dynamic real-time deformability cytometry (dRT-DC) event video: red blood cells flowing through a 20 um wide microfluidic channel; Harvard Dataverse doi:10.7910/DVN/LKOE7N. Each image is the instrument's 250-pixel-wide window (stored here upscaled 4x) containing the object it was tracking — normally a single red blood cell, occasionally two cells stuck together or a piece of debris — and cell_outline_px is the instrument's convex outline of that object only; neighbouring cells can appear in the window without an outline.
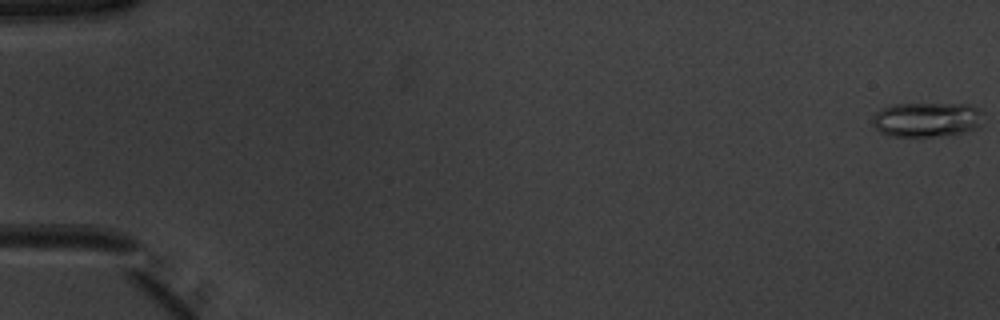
{"species": "common noctule bat (a hibernating species)", "species_latin": "Nyctalus noctula", "temperature_condition": "warm", "stored_images_in_passage": 11, "camera_frame_rate_fps": 3000, "um_per_image_px": 0.085, "animal": {"sex": "male", "body_mass_g": 20.1, "forearm_length_mm": 53.5}, "frame": {"image": 1, "passage_image": 1, "time_ms": 0.0, "image_size_px": [1000, 320], "cell_outline_px": [[984, 112], [980, 128], [960, 132], [936, 136], [892, 136], [880, 132], [872, 124], [872, 116], [880, 108], [892, 104], [968, 104], [980, 108]], "centroid_in_image_um": [78.79, 10.14], "position_along_channel_um": 6.2, "area_um2": 22.6}}